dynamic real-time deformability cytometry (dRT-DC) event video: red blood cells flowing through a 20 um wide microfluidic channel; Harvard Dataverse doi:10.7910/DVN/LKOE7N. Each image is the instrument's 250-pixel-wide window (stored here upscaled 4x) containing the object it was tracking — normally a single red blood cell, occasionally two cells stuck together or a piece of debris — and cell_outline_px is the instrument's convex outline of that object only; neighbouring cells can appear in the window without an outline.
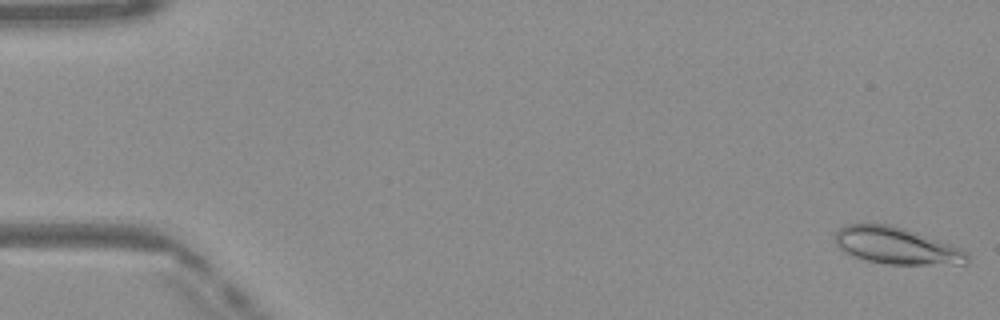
{"species": "Egyptian fruit bat (a non-hibernating species)", "species_latin": "Rousettus aegyptiacus", "temperature_condition": "warm", "stored_images_in_passage": 50, "camera_frame_rate_fps": 3000, "um_per_image_px": 0.085, "frame": {"image": 1, "passage_image": 1, "time_ms": 0.0, "image_size_px": [1000, 320], "cell_outline_px": [[968, 264], [884, 264], [864, 260], [844, 252], [836, 244], [836, 232], [840, 228], [848, 224], [892, 224], [964, 248], [968, 252]], "centroid_in_image_um": [76.24, 20.89], "position_along_channel_um": 8.8, "area_um2": 28.5}}
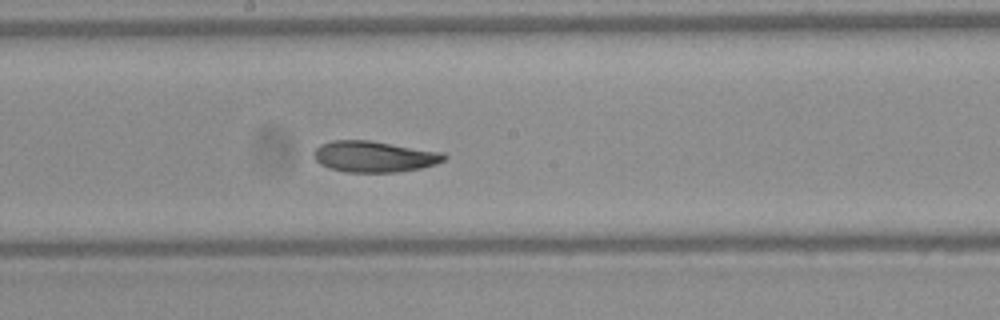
{"frame": {"image": 2, "passage_image": 27, "time_ms": 8.667, "image_size_px": [1000, 320], "cell_outline_px": [[448, 156], [444, 160], [436, 164], [420, 168], [396, 172], [348, 172], [328, 168], [320, 164], [312, 156], [312, 152], [320, 144], [332, 140], [372, 140], [444, 152]], "centroid_in_image_um": [31.8, 13.29], "position_along_channel_um": 216.4, "area_um2": 23.93}}
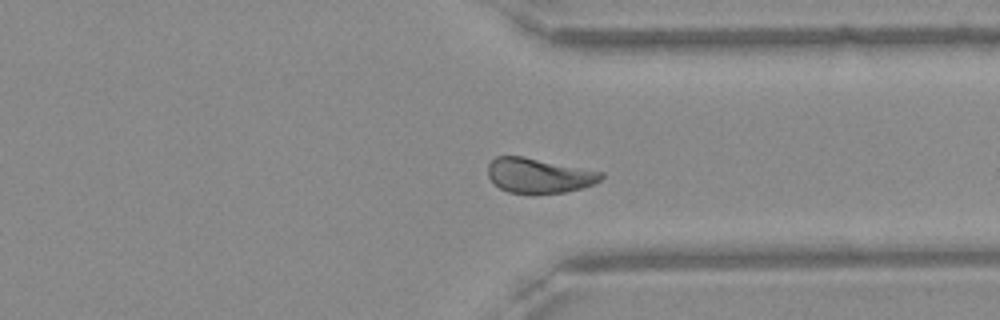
{"frame": {"image": 3, "passage_image": 38, "time_ms": 12.333, "image_size_px": [1000, 320], "cell_outline_px": [[604, 176], [596, 184], [584, 188], [564, 192], [532, 196], [508, 192], [500, 188], [488, 176], [488, 164], [496, 156], [524, 156], [604, 172]], "centroid_in_image_um": [45.83, 14.95], "position_along_channel_um": 365.6, "area_um2": 23.64}, "authors_computed_cell_mechanics": {"area_um2": 24.0448, "velocity_mm_per_s": 4.0704, "shape_relaxation_time_tau1_ms": 7.3954, "shape_relaxation_time_tau2_ms": 4.1337, "deformation_change_tau1": 0.1711, "deformation_change_tau2": 0.0754}}